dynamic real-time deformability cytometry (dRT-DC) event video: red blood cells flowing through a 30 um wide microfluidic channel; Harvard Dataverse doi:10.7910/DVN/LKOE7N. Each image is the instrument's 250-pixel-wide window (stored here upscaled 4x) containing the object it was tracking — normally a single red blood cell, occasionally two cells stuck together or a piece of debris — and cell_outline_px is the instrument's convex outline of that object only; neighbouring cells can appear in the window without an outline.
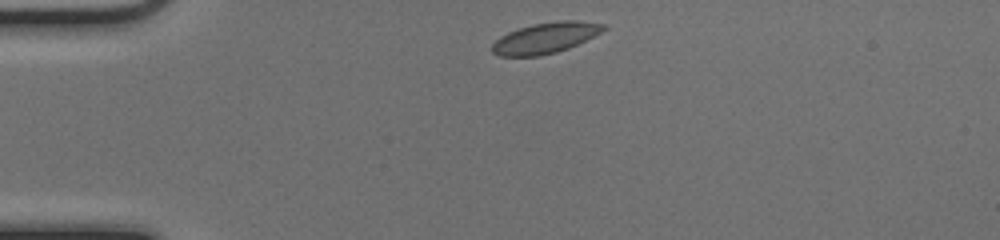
{"species": "common noctule bat (a hibernating species)", "species_latin": "Nyctalus noctula", "temperature_condition": "cold", "stored_images_in_passage": 40, "camera_frame_rate_fps": 3000, "um_per_image_px": 0.085, "animal": {"sex": "female", "body_mass_g": 17.0, "forearm_length_mm": 48.0}, "frame": {"image": 1, "passage_image": 1, "time_ms": 0.0, "image_size_px": [1000, 240], "cell_outline_px": [[608, 28], [568, 48], [556, 52], [540, 56], [500, 56], [492, 52], [492, 44], [500, 36], [508, 32], [532, 24], [556, 20], [576, 20], [608, 24]], "centroid_in_image_um": [46.36, 3.21], "position_along_channel_um": 38.6, "area_um2": 19.94}}
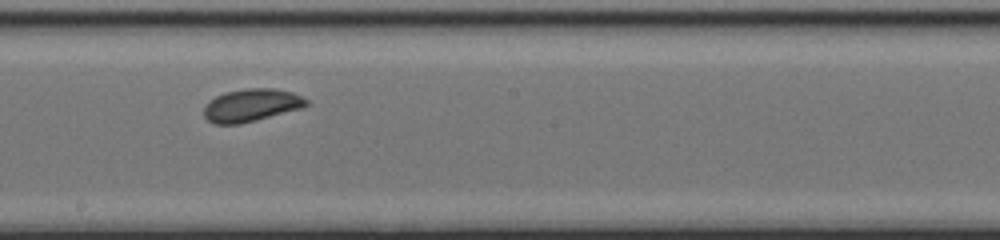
{"frame": {"image": 2, "passage_image": 18, "time_ms": 5.667, "image_size_px": [1000, 240], "cell_outline_px": [[308, 104], [304, 108], [240, 124], [216, 124], [208, 120], [204, 116], [204, 108], [208, 100], [224, 92], [248, 88], [272, 88], [292, 92], [308, 100]], "centroid_in_image_um": [21.36, 8.94], "position_along_channel_um": 226.8, "area_um2": 19.59}}
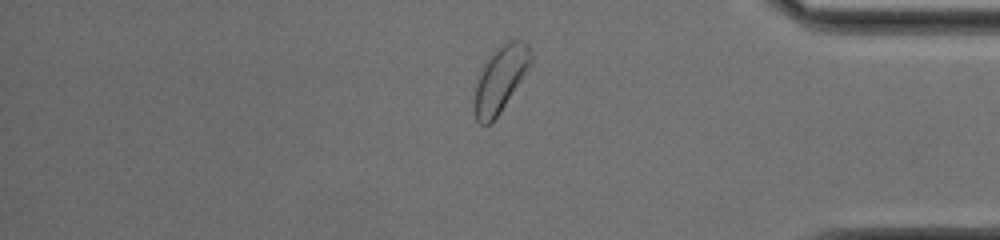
{"frame": {"image": 3, "passage_image": 32, "time_ms": 10.333, "image_size_px": [1000, 240], "cell_outline_px": [[532, 60], [520, 80], [500, 112], [492, 124], [484, 128], [476, 120], [472, 108], [472, 104], [476, 84], [480, 72], [496, 48], [500, 44], [508, 40], [520, 40], [528, 44], [532, 52]], "centroid_in_image_um": [42.48, 6.77], "position_along_channel_um": 392.7, "area_um2": 21.56}, "authors_computed_cell_mechanics": {"area_um2": 19.941, "velocity_mm_per_s": 4.0271, "shape_relaxation_time_tau1_ms": 1.5816, "shape_relaxation_time_tau2_ms": 2.9196, "deformation_change_tau1": 0.0392, "deformation_change_tau2": 0.0522}}